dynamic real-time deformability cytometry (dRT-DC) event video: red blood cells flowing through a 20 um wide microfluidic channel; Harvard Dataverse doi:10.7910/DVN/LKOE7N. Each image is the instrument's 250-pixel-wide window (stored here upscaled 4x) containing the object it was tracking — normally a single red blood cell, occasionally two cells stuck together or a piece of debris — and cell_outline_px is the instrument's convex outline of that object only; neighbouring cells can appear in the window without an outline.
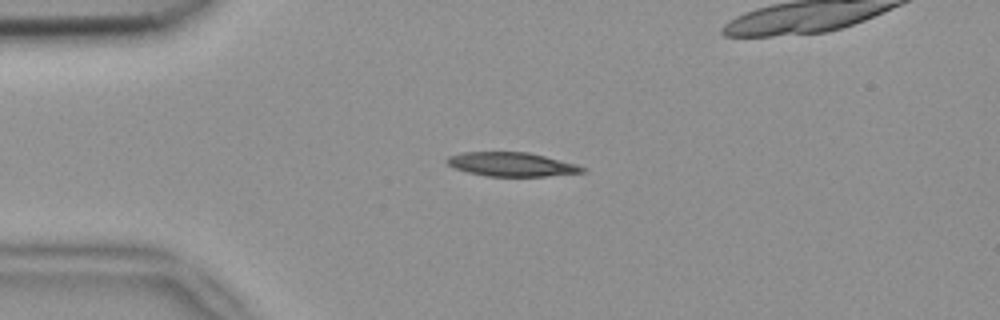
{"species": "common noctule bat (a hibernating species)", "species_latin": "Nyctalus noctula", "temperature_condition": "room temperature", "stored_images_in_passage": 3, "camera_frame_rate_fps": 3000, "um_per_image_px": 0.085, "animal": {"sex": "female", "body_mass_g": 18.4}, "frame": {"image": 1, "passage_image": 1, "time_ms": 0.0, "image_size_px": [1000, 320], "cell_outline_px": [[588, 172], [548, 176], [488, 176], [468, 172], [456, 168], [448, 164], [444, 160], [448, 156], [460, 152], [528, 152], [576, 164], [588, 168]], "centroid_in_image_um": [43.52, 13.97], "position_along_channel_um": 41.5, "area_um2": 18.96}}